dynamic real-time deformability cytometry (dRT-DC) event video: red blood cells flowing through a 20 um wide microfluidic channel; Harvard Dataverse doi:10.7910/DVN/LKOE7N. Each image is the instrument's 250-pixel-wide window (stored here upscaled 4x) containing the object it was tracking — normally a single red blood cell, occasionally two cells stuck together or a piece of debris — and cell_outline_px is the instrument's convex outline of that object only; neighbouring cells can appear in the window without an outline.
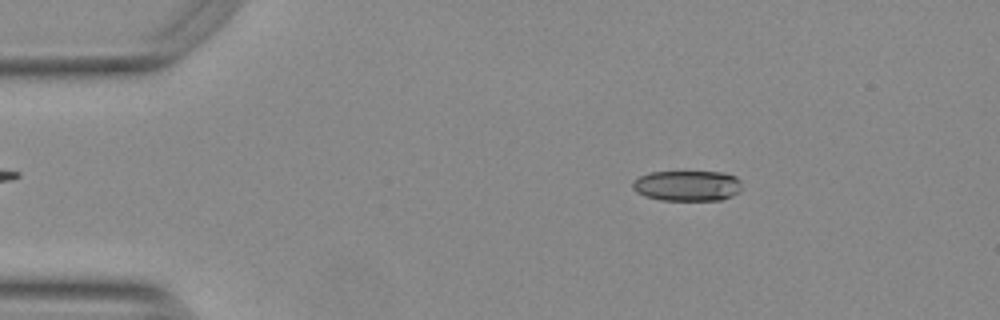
{"species": "Egyptian fruit bat (a non-hibernating species)", "species_latin": "Rousettus aegyptiacus", "temperature_condition": "warm", "stored_images_in_passage": 47, "camera_frame_rate_fps": 3000, "um_per_image_px": 0.085, "animal": {"sex": "female"}, "frame": {"image": 1, "passage_image": 2, "time_ms": 0.333, "image_size_px": [1000, 320], "cell_outline_px": [[740, 192], [732, 196], [720, 200], [660, 200], [644, 196], [636, 192], [632, 188], [632, 184], [640, 176], [648, 172], [724, 172], [736, 176], [740, 180]], "centroid_in_image_um": [58.42, 15.79], "position_along_channel_um": 26.6, "area_um2": 19.54}}
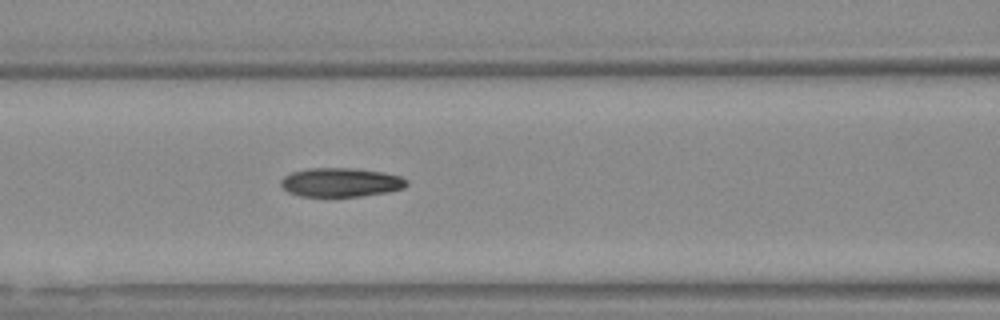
{"frame": {"image": 2, "passage_image": 16, "time_ms": 5.0, "image_size_px": [1000, 320], "cell_outline_px": [[408, 184], [404, 188], [388, 192], [360, 196], [300, 196], [288, 192], [280, 184], [280, 180], [284, 176], [292, 172], [308, 168], [352, 168], [384, 172], [400, 176], [408, 180]], "centroid_in_image_um": [28.98, 15.49], "position_along_channel_um": 137.6, "area_um2": 21.27}}
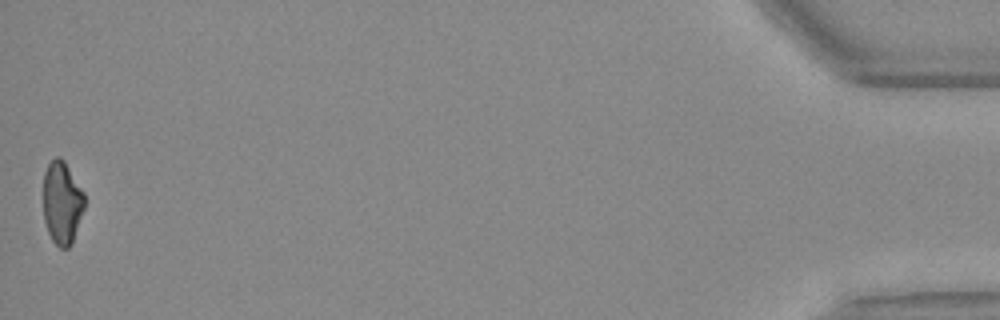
{"frame": {"image": 3, "passage_image": 47, "time_ms": 15.333, "image_size_px": [1000, 320], "cell_outline_px": [[84, 208], [72, 244], [68, 248], [60, 248], [52, 240], [48, 232], [44, 220], [44, 172], [48, 164], [56, 156], [60, 156], [64, 160], [84, 192]], "centroid_in_image_um": [5.27, 17.23], "position_along_channel_um": 429.9, "area_um2": 19.88}, "authors_computed_cell_mechanics": {"area_um2": 21.3282, "velocity_mm_per_s": 3.7817, "shape_relaxation_time_tau1_ms": 6.5237, "shape_relaxation_time_tau2_ms": 5.1478, "deformation_change_tau1": 0.1862, "deformation_change_tau2": 0.1182}}